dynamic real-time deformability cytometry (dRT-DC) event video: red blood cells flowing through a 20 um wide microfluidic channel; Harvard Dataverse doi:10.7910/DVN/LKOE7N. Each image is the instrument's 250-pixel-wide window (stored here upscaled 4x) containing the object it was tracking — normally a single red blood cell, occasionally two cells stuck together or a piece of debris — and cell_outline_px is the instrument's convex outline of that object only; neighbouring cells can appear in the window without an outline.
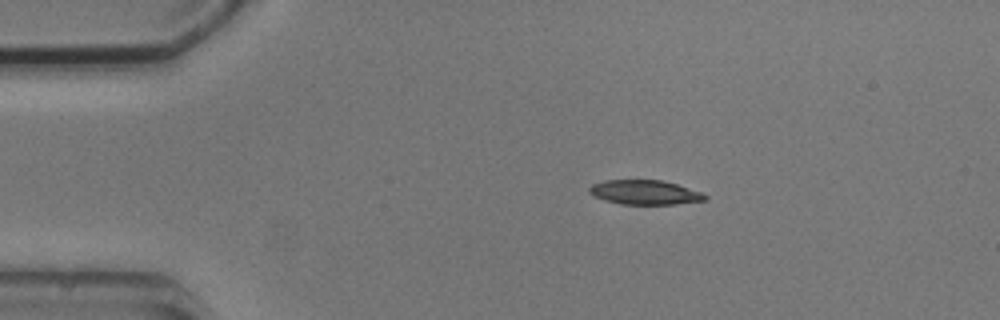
{"species": "common noctule bat (a hibernating species)", "species_latin": "Nyctalus noctula", "temperature_condition": "cold", "stored_images_in_passage": 7, "camera_frame_rate_fps": 3000, "um_per_image_px": 0.085, "animal": {"sex": "male", "body_mass_g": 20.5, "forearm_length_mm": 52.5}, "frame": {"image": 1, "passage_image": 1, "time_ms": 0.0, "image_size_px": [1000, 320], "cell_outline_px": [[708, 200], [676, 204], [620, 204], [604, 200], [588, 192], [588, 188], [592, 184], [604, 180], [660, 180], [676, 184], [704, 192], [708, 196]], "centroid_in_image_um": [54.84, 16.35], "position_along_channel_um": 30.2, "area_um2": 16.59}}
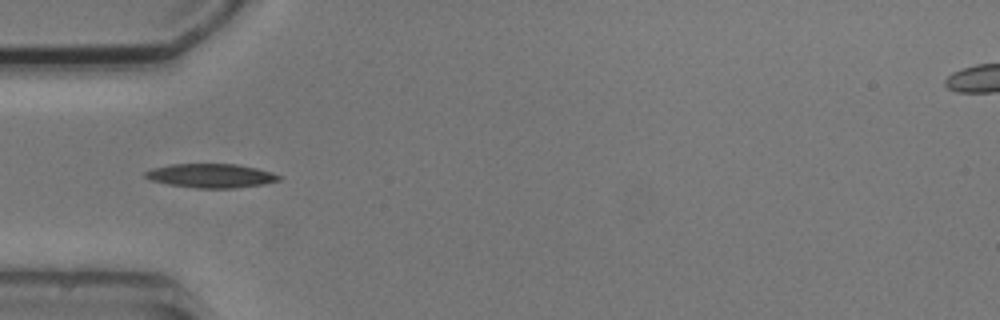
{"frame": {"image": 2, "passage_image": 3, "time_ms": 2.333, "image_size_px": [1000, 320], "cell_outline_px": [[284, 176], [280, 180], [264, 184], [232, 188], [196, 188], [168, 184], [152, 180], [144, 176], [144, 172], [152, 168], [172, 164], [236, 164], [256, 168], [272, 172]], "centroid_in_image_um": [17.96, 14.93], "position_along_channel_um": 67.0, "area_um2": 18.67}}